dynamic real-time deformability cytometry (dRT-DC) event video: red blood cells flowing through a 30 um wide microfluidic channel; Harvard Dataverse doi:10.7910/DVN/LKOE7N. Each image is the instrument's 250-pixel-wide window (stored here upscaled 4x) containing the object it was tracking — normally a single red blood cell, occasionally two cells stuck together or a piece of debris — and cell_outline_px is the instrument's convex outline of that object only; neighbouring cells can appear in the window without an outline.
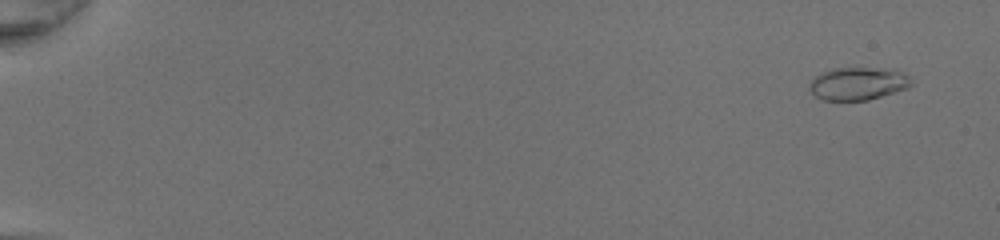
{"species": "common noctule bat (a hibernating species)", "species_latin": "Nyctalus noctula", "temperature_condition": "room temperature", "stored_images_in_passage": 52, "camera_frame_rate_fps": 3000, "um_per_image_px": 0.085, "animal": {"sex": "female", "body_mass_g": 20.0, "forearm_length_mm": 54.0}, "frame": {"image": 1, "passage_image": 4, "time_ms": 1.0, "image_size_px": [1000, 240], "cell_outline_px": [[912, 84], [908, 88], [868, 100], [824, 100], [816, 96], [812, 92], [812, 80], [816, 76], [824, 72], [836, 68], [864, 68], [896, 72], [908, 76]], "centroid_in_image_um": [72.92, 7.13], "position_along_channel_um": 12.1, "area_um2": 18.55}}
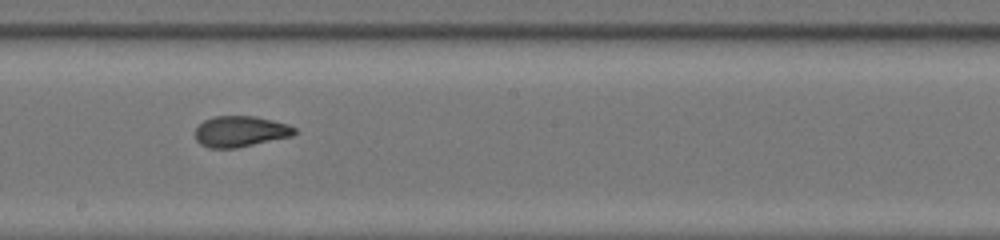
{"frame": {"image": 2, "passage_image": 32, "time_ms": 10.333, "image_size_px": [1000, 240], "cell_outline_px": [[296, 132], [292, 136], [236, 148], [208, 148], [200, 144], [196, 140], [196, 128], [204, 120], [216, 116], [256, 116], [288, 124], [296, 128]], "centroid_in_image_um": [20.43, 11.17], "position_along_channel_um": 227.8, "area_um2": 17.86}}
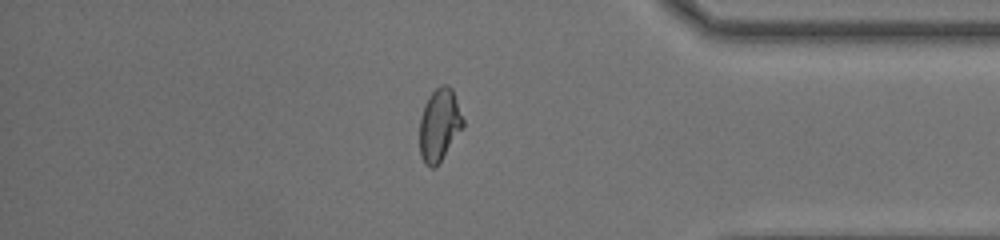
{"frame": {"image": 3, "passage_image": 45, "time_ms": 14.667, "image_size_px": [1000, 240], "cell_outline_px": [[464, 124], [436, 168], [432, 168], [424, 164], [420, 156], [420, 116], [424, 104], [428, 96], [440, 84], [448, 84], [452, 88], [464, 120]], "centroid_in_image_um": [37.32, 10.6], "position_along_channel_um": 397.9, "area_um2": 18.38}, "authors_computed_cell_mechanics": {"area_um2": 18.4093, "velocity_mm_per_s": 4.3323, "shape_relaxation_time_tau1_ms": 7.1141, "shape_relaxation_time_tau2_ms": 1.009, "deformation_change_tau1": 0.2387, "deformation_change_tau2": 0.0693}}